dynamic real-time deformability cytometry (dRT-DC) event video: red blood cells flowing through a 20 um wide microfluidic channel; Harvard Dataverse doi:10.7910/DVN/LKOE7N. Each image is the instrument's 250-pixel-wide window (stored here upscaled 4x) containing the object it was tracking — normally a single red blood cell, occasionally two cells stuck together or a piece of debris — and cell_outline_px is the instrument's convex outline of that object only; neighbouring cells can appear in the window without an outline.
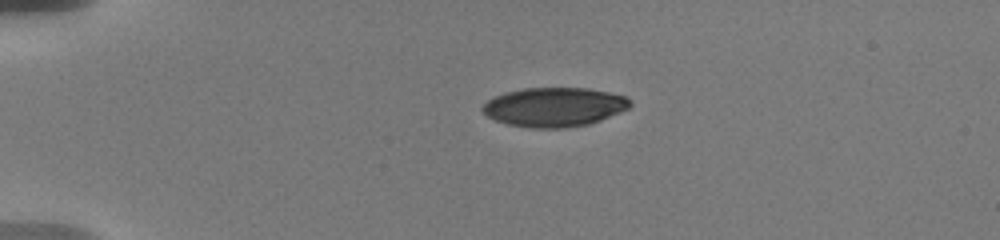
{"species": "human", "species_latin": "Homo sapiens", "temperature_condition": "warm", "stored_images_in_passage": 59, "camera_frame_rate_fps": 3000, "um_per_image_px": 0.085, "donor": {"sex": "male"}, "frame": {"image": 1, "passage_image": 1, "time_ms": 0.0, "image_size_px": [1000, 240], "cell_outline_px": [[632, 104], [628, 108], [600, 120], [588, 124], [568, 128], [528, 128], [508, 124], [496, 120], [488, 116], [480, 108], [488, 100], [504, 92], [524, 88], [588, 88], [608, 92], [624, 96]], "centroid_in_image_um": [47.09, 9.1], "position_along_channel_um": 37.9, "area_um2": 33.52}}
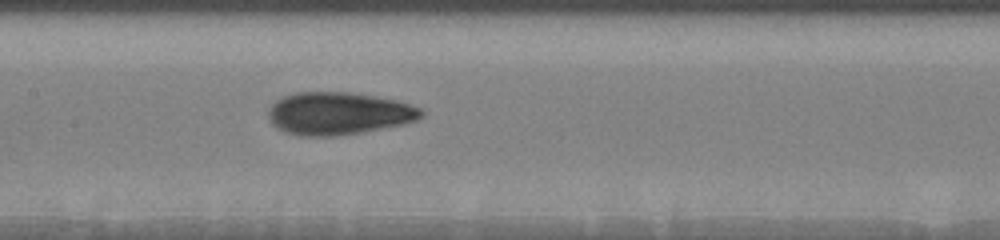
{"frame": {"image": 2, "passage_image": 33, "time_ms": 5.333, "image_size_px": [1000, 240], "cell_outline_px": [[424, 116], [416, 120], [404, 124], [360, 132], [336, 136], [300, 136], [284, 132], [272, 124], [268, 116], [268, 112], [272, 104], [276, 100], [284, 96], [296, 92], [352, 92], [376, 96], [396, 100], [424, 108]], "centroid_in_image_um": [28.8, 9.64], "position_along_channel_um": 178.6, "area_um2": 38.15}}
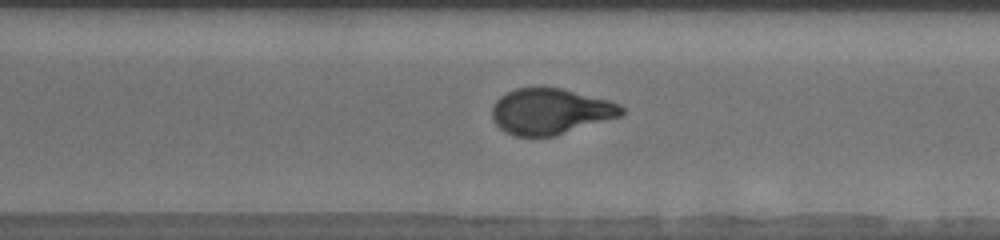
{"frame": {"image": 3, "passage_image": 58, "time_ms": 9.333, "image_size_px": [1000, 240], "cell_outline_px": [[624, 112], [620, 116], [556, 136], [512, 136], [504, 132], [492, 120], [492, 104], [500, 96], [516, 88], [560, 88], [608, 100], [620, 104], [624, 108]], "centroid_in_image_um": [46.75, 9.48], "position_along_channel_um": 323.8, "area_um2": 34.56}}